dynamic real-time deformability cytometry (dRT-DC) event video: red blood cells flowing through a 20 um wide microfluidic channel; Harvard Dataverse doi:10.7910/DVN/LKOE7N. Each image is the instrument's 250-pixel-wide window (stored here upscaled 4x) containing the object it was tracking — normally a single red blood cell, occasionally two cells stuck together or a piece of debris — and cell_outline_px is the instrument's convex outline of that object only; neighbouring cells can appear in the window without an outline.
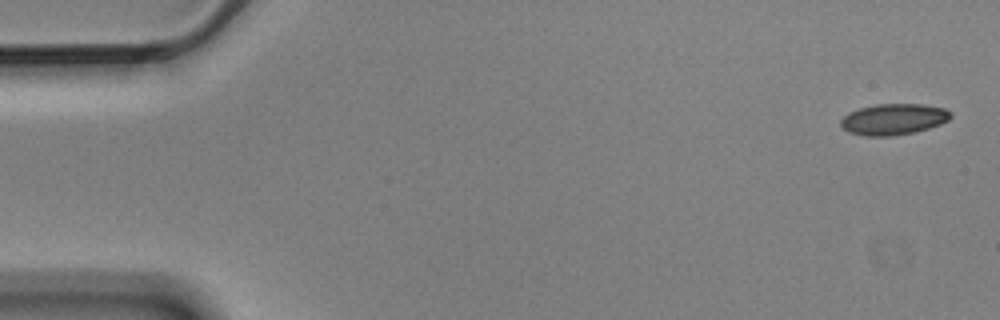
{"species": "Egyptian fruit bat (a non-hibernating species)", "species_latin": "Rousettus aegyptiacus", "temperature_condition": "cold", "stored_images_in_passage": 5, "camera_frame_rate_fps": 3000, "um_per_image_px": 0.085, "animal": {"sex": "male"}, "frame": {"image": 1, "passage_image": 1, "time_ms": 0.0, "image_size_px": [1000, 320], "cell_outline_px": [[952, 116], [948, 120], [940, 124], [928, 128], [912, 132], [888, 136], [864, 136], [848, 132], [840, 124], [840, 120], [848, 112], [860, 108], [876, 104], [924, 104], [944, 108], [952, 112]], "centroid_in_image_um": [75.94, 10.12], "position_along_channel_um": 9.1, "area_um2": 19.88}}